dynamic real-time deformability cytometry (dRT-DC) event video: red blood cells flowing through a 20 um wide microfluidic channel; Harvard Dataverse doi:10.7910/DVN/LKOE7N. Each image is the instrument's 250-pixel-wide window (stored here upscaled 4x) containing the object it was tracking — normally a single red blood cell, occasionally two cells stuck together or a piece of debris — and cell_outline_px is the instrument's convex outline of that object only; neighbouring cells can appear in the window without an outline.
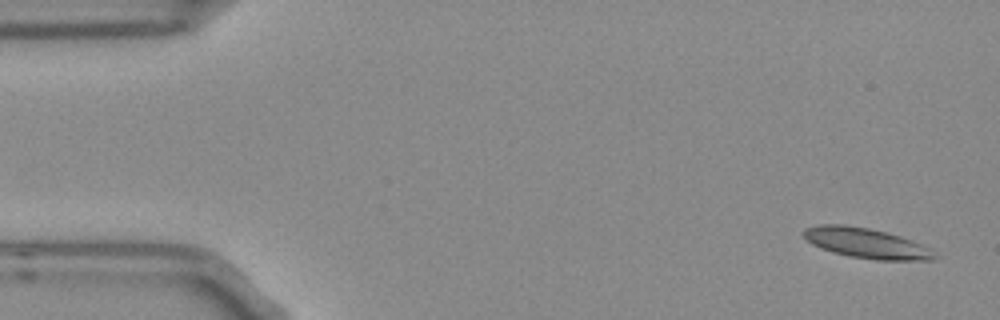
{"species": "Egyptian fruit bat (a non-hibernating species)", "species_latin": "Rousettus aegyptiacus", "temperature_condition": "room temperature", "stored_images_in_passage": 5, "camera_frame_rate_fps": 3000, "um_per_image_px": 0.085, "frame": {"image": 1, "passage_image": 1, "time_ms": 0.0, "image_size_px": [1000, 320], "cell_outline_px": [[936, 256], [932, 260], [876, 260], [848, 256], [832, 252], [820, 248], [812, 244], [804, 236], [804, 228], [820, 224], [844, 224], [868, 228], [900, 236], [920, 244]], "centroid_in_image_um": [73.55, 20.66], "position_along_channel_um": 11.5, "area_um2": 22.6}}
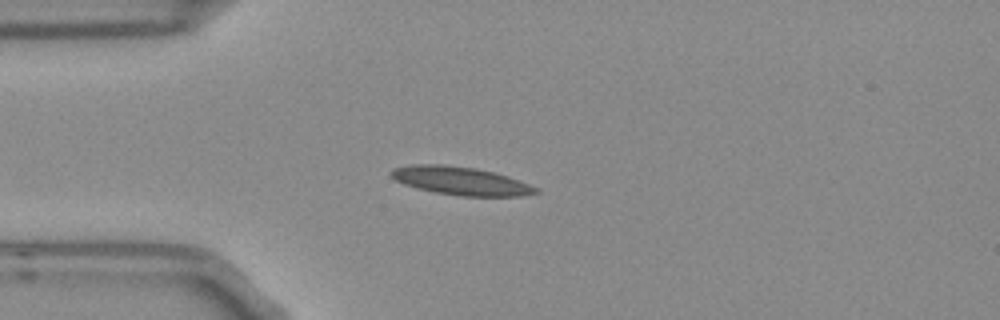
{"frame": {"image": 2, "passage_image": 4, "time_ms": 1.0, "image_size_px": [1000, 320], "cell_outline_px": [[540, 192], [524, 196], [460, 196], [436, 192], [416, 188], [404, 184], [396, 180], [388, 172], [392, 168], [412, 164], [444, 164], [476, 168], [508, 176], [540, 188]], "centroid_in_image_um": [39.17, 15.37], "position_along_channel_um": 45.8, "area_um2": 23.93}}